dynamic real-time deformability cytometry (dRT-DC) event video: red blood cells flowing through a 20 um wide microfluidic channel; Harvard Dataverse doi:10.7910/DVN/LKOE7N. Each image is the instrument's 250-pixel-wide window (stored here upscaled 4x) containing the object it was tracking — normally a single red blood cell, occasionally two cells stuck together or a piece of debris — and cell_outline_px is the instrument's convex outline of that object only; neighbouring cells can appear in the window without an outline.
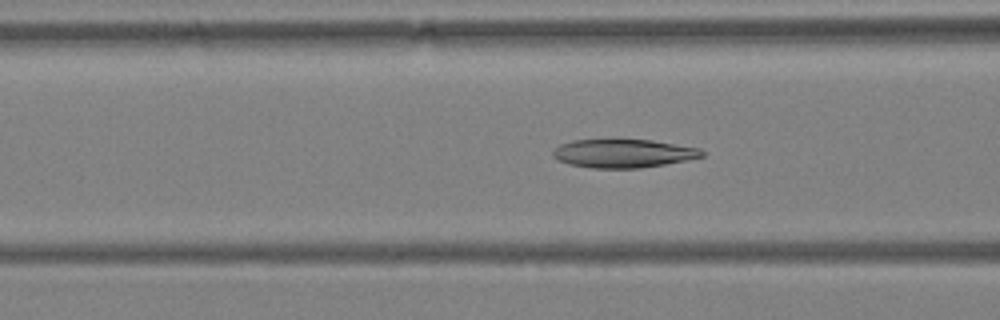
{"species": "Egyptian fruit bat (a non-hibernating species)", "species_latin": "Rousettus aegyptiacus", "temperature_condition": "warm", "stored_images_in_passage": 54, "camera_frame_rate_fps": 3000, "um_per_image_px": 0.085, "animal": {"sex": "female"}, "frame": {"image": 1, "passage_image": 21, "time_ms": 6.667, "image_size_px": [1000, 320], "cell_outline_px": [[704, 156], [664, 164], [640, 168], [592, 168], [568, 164], [556, 160], [552, 156], [552, 152], [560, 144], [572, 140], [652, 140], [700, 148], [704, 152]], "centroid_in_image_um": [52.94, 13.04], "position_along_channel_um": 113.7, "area_um2": 24.62}}
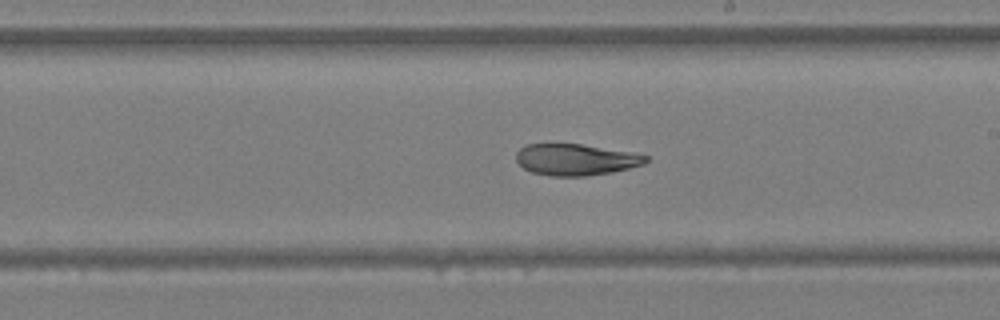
{"frame": {"image": 2, "passage_image": 31, "time_ms": 10.0, "image_size_px": [1000, 320], "cell_outline_px": [[648, 160], [644, 164], [612, 172], [584, 176], [552, 176], [532, 172], [524, 168], [516, 160], [516, 152], [520, 148], [528, 144], [580, 144], [636, 152], [648, 156]], "centroid_in_image_um": [48.96, 13.56], "position_along_channel_um": 240.0, "area_um2": 23.76}}
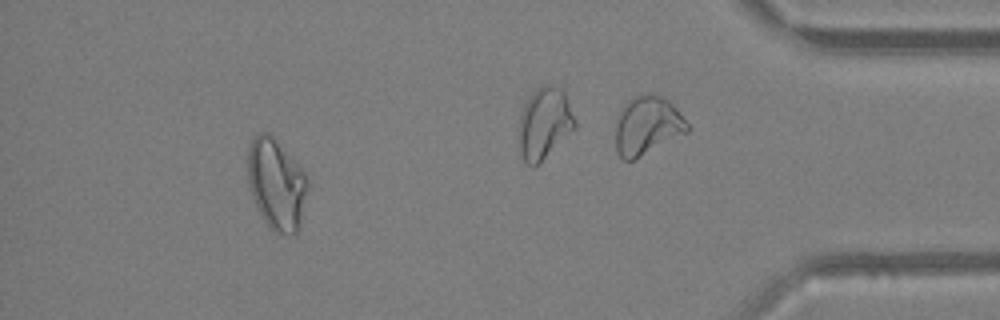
{"frame": {"image": 3, "passage_image": 49, "time_ms": 16.0, "image_size_px": [1000, 320], "cell_outline_px": [[308, 184], [300, 224], [296, 232], [276, 232], [268, 228], [252, 196], [248, 184], [248, 148], [252, 140], [260, 132], [268, 132], [292, 156], [304, 172], [308, 180]], "centroid_in_image_um": [23.48, 15.62], "position_along_channel_um": 411.7, "area_um2": 31.27}, "authors_computed_cell_mechanics": {"area_um2": 27.744, "velocity_mm_per_s": 3.7993, "shape_relaxation_time_tau1_ms": null, "shape_relaxation_time_tau2_ms": 2.521, "deformation_change_tau1": null, "deformation_change_tau2": 0.0703}}